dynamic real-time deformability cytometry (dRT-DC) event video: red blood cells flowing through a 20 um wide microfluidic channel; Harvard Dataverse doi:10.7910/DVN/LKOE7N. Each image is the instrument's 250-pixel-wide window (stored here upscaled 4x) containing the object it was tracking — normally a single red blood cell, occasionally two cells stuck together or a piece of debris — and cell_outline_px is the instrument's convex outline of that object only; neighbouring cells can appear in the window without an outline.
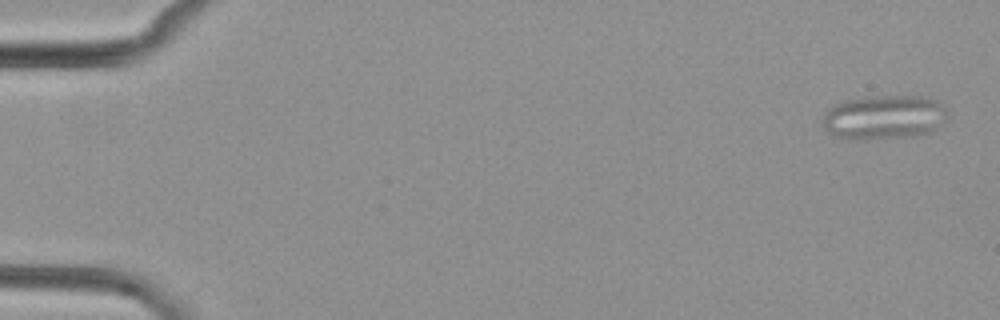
{"species": "common noctule bat (a hibernating species)", "species_latin": "Nyctalus noctula", "temperature_condition": "cold", "stored_images_in_passage": 6, "camera_frame_rate_fps": 3000, "um_per_image_px": 0.085, "animal": {"sex": "female", "body_mass_g": 29.2, "forearm_length_mm": 56.3}, "frame": {"image": 1, "passage_image": 1, "time_ms": 0.0, "image_size_px": [1000, 320], "cell_outline_px": [[948, 112], [928, 132], [912, 136], [860, 140], [856, 140], [836, 136], [828, 132], [824, 128], [824, 116], [828, 108], [836, 104], [848, 100], [868, 96], [920, 96], [936, 100], [944, 104], [948, 108]], "centroid_in_image_um": [75.1, 9.95], "position_along_channel_um": 9.9, "area_um2": 31.73}}
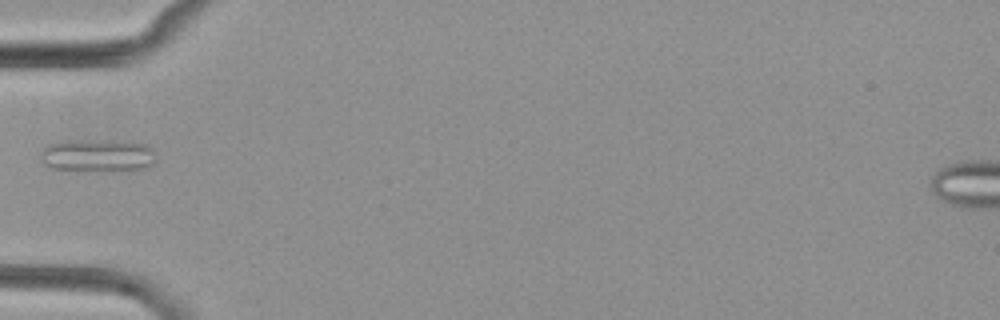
{"frame": {"image": 2, "passage_image": 5, "time_ms": 5.667, "image_size_px": [1000, 320], "cell_outline_px": [[156, 160], [144, 168], [100, 172], [52, 168], [44, 164], [40, 160], [40, 152], [48, 144], [64, 140], [132, 140], [148, 144], [152, 148]], "centroid_in_image_um": [8.3, 13.19], "position_along_channel_um": 76.7, "area_um2": 22.66}}